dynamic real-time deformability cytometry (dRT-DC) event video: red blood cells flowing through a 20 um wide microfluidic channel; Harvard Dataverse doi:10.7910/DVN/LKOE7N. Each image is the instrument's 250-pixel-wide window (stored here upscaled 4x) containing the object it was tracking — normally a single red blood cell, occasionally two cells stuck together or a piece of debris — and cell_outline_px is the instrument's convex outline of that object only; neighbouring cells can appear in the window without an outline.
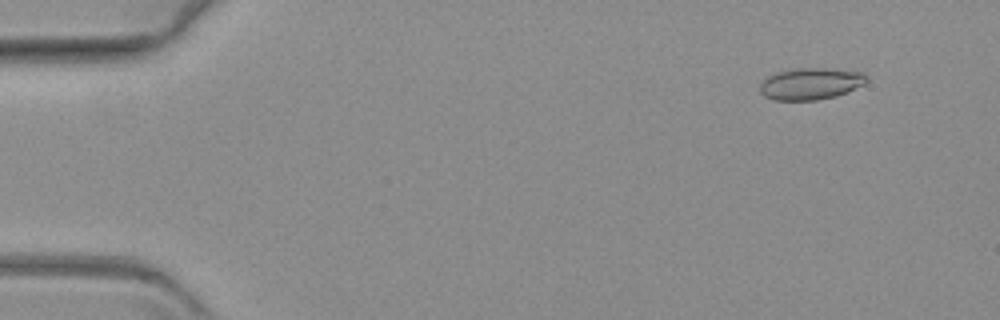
{"species": "common noctule bat (a hibernating species)", "species_latin": "Nyctalus noctula", "temperature_condition": "warm", "stored_images_in_passage": 62, "camera_frame_rate_fps": 3000, "um_per_image_px": 0.085, "animal": {"sex": "female", "body_mass_g": 19.3, "forearm_length_mm": 54.1}, "frame": {"image": 1, "passage_image": 6, "time_ms": 1.667, "image_size_px": [1000, 320], "cell_outline_px": [[868, 80], [864, 84], [848, 92], [836, 96], [816, 100], [772, 100], [764, 96], [760, 92], [760, 84], [768, 76], [776, 72], [792, 68], [828, 68], [864, 72], [868, 76]], "centroid_in_image_um": [68.92, 7.11], "position_along_channel_um": 16.1, "area_um2": 20.0}}
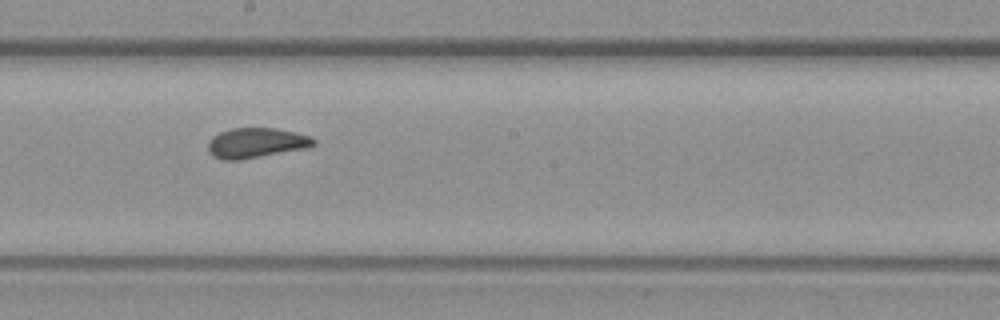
{"frame": {"image": 2, "passage_image": 35, "time_ms": 11.333, "image_size_px": [1000, 320], "cell_outline_px": [[316, 144], [308, 148], [240, 160], [220, 160], [208, 152], [208, 140], [212, 136], [220, 132], [232, 128], [276, 128], [296, 132], [312, 136], [316, 140]], "centroid_in_image_um": [21.79, 12.15], "position_along_channel_um": 226.4, "area_um2": 18.79}}
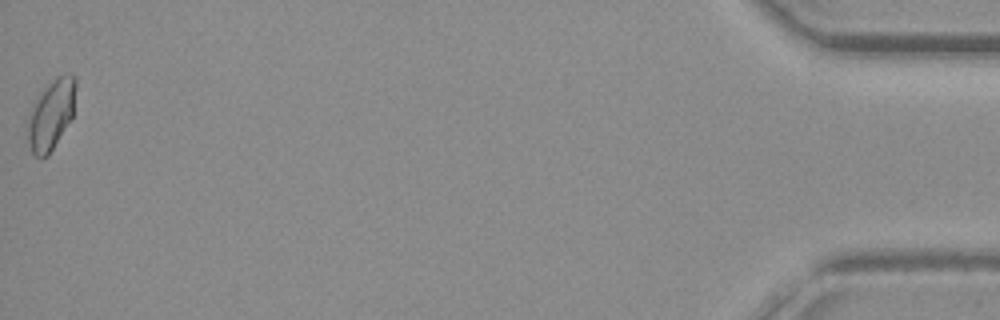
{"frame": {"image": 3, "passage_image": 62, "time_ms": 20.333, "image_size_px": [1000, 320], "cell_outline_px": [[76, 84], [72, 116], [48, 156], [40, 160], [32, 152], [28, 140], [24, 124], [32, 104], [40, 92], [56, 76], [72, 72], [76, 76]], "centroid_in_image_um": [4.3, 9.72], "position_along_channel_um": 430.9, "area_um2": 20.0}}